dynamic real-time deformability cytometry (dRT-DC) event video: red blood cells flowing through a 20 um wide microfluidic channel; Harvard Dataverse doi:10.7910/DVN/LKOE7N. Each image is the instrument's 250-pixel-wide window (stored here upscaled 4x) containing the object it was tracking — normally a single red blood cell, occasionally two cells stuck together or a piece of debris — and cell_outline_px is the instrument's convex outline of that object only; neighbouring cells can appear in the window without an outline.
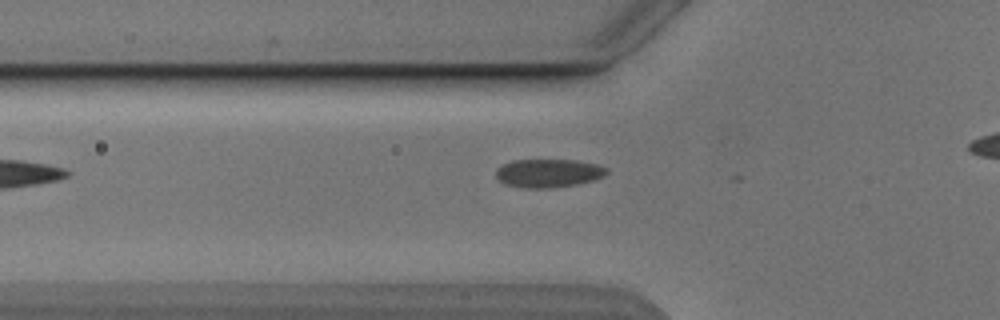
{"species": "Egyptian fruit bat (a non-hibernating species)", "species_latin": "Rousettus aegyptiacus", "temperature_condition": "cold", "stored_images_in_passage": 6, "camera_frame_rate_fps": 3000, "um_per_image_px": 0.085, "animal": {"sex": "male"}, "frame": {"image": 1, "passage_image": 4, "time_ms": 4.333, "image_size_px": [1000, 320], "cell_outline_px": [[608, 172], [604, 176], [580, 184], [552, 188], [524, 188], [504, 184], [496, 176], [496, 168], [512, 160], [576, 160], [596, 164], [608, 168]], "centroid_in_image_um": [46.62, 14.72], "position_along_channel_um": 79.2, "area_um2": 18.44}}